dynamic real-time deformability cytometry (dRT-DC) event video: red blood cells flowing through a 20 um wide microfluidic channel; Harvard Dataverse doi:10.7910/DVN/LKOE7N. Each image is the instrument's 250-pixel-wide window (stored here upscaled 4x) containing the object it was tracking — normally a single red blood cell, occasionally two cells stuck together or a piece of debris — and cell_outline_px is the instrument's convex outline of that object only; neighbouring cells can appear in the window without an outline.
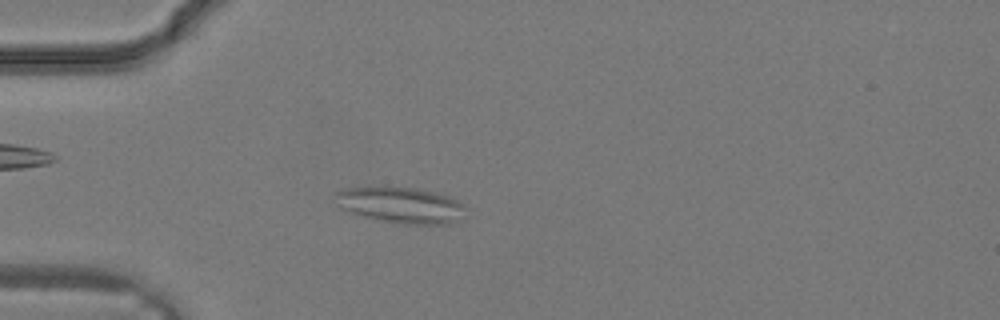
{"species": "common noctule bat (a hibernating species)", "species_latin": "Nyctalus noctula", "temperature_condition": "warm", "stored_images_in_passage": 12, "camera_frame_rate_fps": 3000, "um_per_image_px": 0.085, "animal": {"sex": "male", "body_mass_g": 19.2, "forearm_length_mm": 51.8}, "frame": {"image": 1, "passage_image": 9, "time_ms": 2.667, "image_size_px": [1000, 320], "cell_outline_px": [[468, 208], [456, 220], [448, 224], [404, 224], [380, 220], [364, 216], [340, 208], [336, 192], [344, 188], [416, 188], [448, 196], [456, 200]], "centroid_in_image_um": [34.11, 17.45], "position_along_channel_um": 50.9, "area_um2": 26.53}}